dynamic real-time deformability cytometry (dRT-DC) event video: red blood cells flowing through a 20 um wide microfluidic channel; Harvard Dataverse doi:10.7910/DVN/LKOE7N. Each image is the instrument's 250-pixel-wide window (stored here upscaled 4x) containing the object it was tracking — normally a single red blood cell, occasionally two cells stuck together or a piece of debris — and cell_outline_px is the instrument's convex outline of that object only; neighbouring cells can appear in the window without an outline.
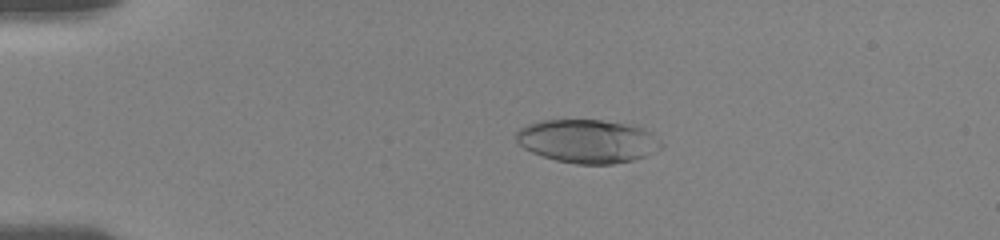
{"species": "human", "species_latin": "Homo sapiens", "temperature_condition": "room temperature", "stored_images_in_passage": 50, "camera_frame_rate_fps": 3000, "um_per_image_px": 0.085, "donor": {"sex": "female"}, "frame": {"image": 1, "passage_image": 9, "time_ms": 3.333, "image_size_px": [1000, 240], "cell_outline_px": [[664, 148], [636, 160], [612, 164], [576, 164], [556, 160], [532, 152], [524, 148], [516, 140], [516, 132], [520, 128], [528, 124], [540, 120], [600, 120], [628, 124], [644, 128], [652, 132], [664, 144]], "centroid_in_image_um": [50.0, 12.0], "position_along_channel_um": 35.0, "area_um2": 36.99}}
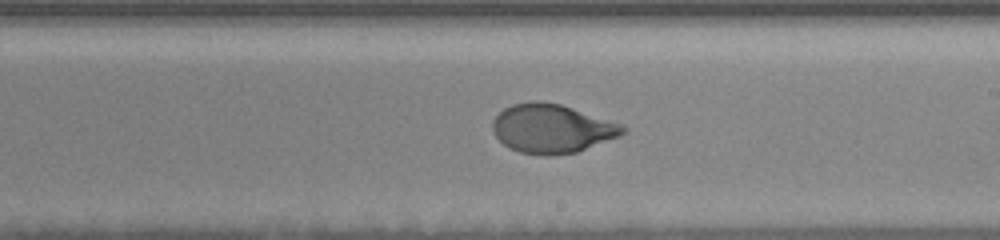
{"frame": {"image": 2, "passage_image": 29, "time_ms": 10.333, "image_size_px": [1000, 240], "cell_outline_px": [[628, 128], [620, 136], [576, 152], [548, 156], [520, 152], [508, 148], [496, 136], [492, 128], [492, 120], [504, 108], [512, 104], [532, 100], [536, 100], [560, 104], [624, 124]], "centroid_in_image_um": [46.92, 10.92], "position_along_channel_um": 242.1, "area_um2": 37.17}}
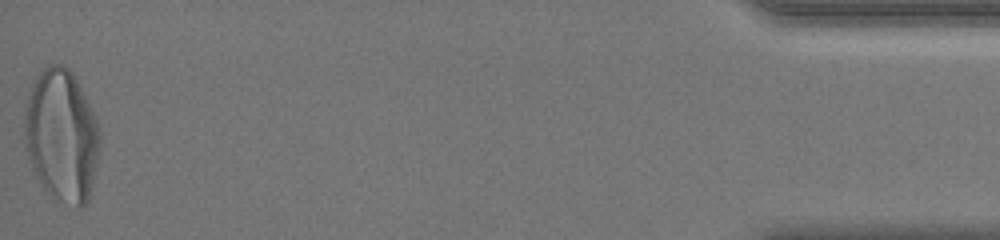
{"frame": {"image": 3, "passage_image": 50, "time_ms": 17.667, "image_size_px": [1000, 240], "cell_outline_px": [[100, 152], [88, 200], [84, 208], [80, 208], [60, 200], [44, 188], [36, 176], [32, 168], [24, 144], [24, 108], [28, 96], [40, 72], [48, 64], [60, 64], [68, 68], [72, 72], [80, 84], [96, 120], [100, 132]], "centroid_in_image_um": [5.24, 11.52], "position_along_channel_um": 430.0, "area_um2": 58.09}, "authors_computed_cell_mechanics": {"area_um2": 37.6856, "velocity_mm_per_s": 3.6886, "shape_relaxation_time_tau1_ms": 3.3343, "shape_relaxation_time_tau2_ms": null, "deformation_change_tau1": 0.2035, "deformation_change_tau2": null}}